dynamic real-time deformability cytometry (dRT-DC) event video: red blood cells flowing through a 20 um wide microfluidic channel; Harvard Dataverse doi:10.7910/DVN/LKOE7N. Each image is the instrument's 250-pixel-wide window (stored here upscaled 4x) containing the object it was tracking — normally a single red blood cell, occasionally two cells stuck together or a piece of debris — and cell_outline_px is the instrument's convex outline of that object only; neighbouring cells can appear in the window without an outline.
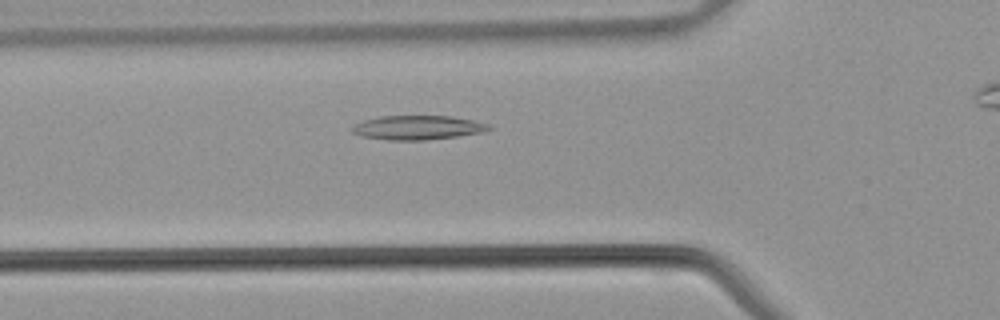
{"species": "common noctule bat (a hibernating species)", "species_latin": "Nyctalus noctula", "temperature_condition": "warm", "stored_images_in_passage": 30, "segment_of_instrument_passage": [1, 2], "camera_frame_rate_fps": 3000, "um_per_image_px": 0.085, "animal": {"sex": "male", "body_mass_g": 21.5, "forearm_length_mm": 52.0}, "frame": {"image": 1, "passage_image": 10, "time_ms": 3.0, "image_size_px": [1000, 320], "cell_outline_px": [[492, 128], [484, 132], [456, 136], [424, 140], [388, 140], [360, 136], [352, 132], [352, 128], [360, 120], [380, 116], [452, 116], [492, 124]], "centroid_in_image_um": [35.5, 10.84], "position_along_channel_um": 90.3, "area_um2": 19.36}}
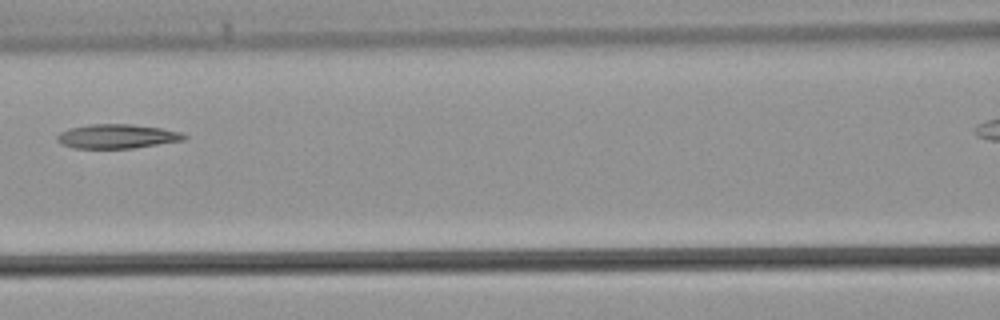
{"frame": {"image": 2, "passage_image": 14, "time_ms": 4.333, "image_size_px": [1000, 320], "cell_outline_px": [[188, 136], [184, 140], [132, 148], [72, 148], [60, 144], [56, 140], [56, 136], [60, 132], [68, 128], [92, 124], [132, 124], [160, 128], [180, 132]], "centroid_in_image_um": [9.9, 11.59], "position_along_channel_um": 156.7, "area_um2": 17.92}}
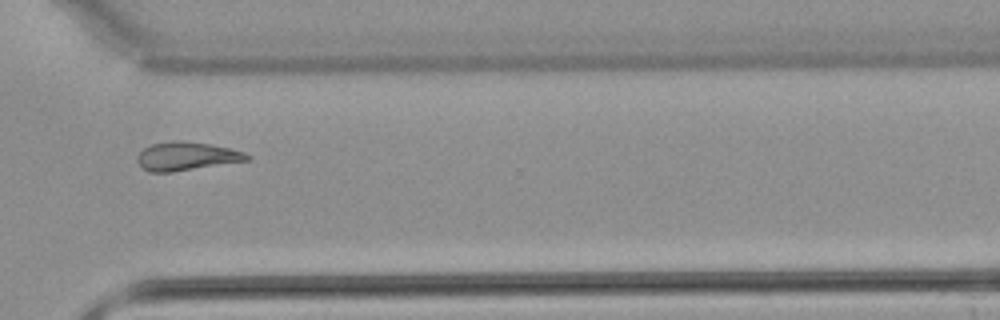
{"frame": {"image": 3, "passage_image": 26, "time_ms": 8.333, "image_size_px": [1000, 320], "cell_outline_px": [[252, 156], [248, 160], [172, 172], [148, 172], [136, 160], [136, 156], [144, 148], [152, 144], [176, 140], [212, 144], [244, 152]], "centroid_in_image_um": [15.84, 13.28], "position_along_channel_um": 354.8, "area_um2": 18.03}}